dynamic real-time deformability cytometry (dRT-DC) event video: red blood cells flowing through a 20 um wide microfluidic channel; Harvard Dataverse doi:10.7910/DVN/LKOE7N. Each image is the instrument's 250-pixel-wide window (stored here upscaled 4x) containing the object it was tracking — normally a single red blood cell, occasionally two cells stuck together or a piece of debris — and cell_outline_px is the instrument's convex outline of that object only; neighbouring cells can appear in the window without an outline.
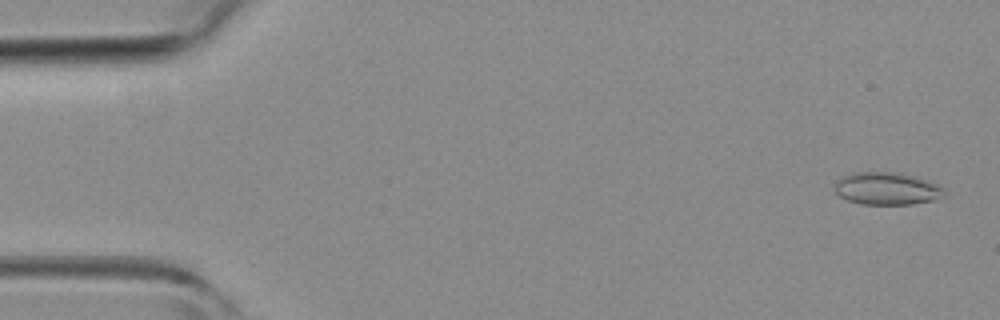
{"species": "common noctule bat (a hibernating species)", "species_latin": "Nyctalus noctula", "temperature_condition": "room temperature", "stored_images_in_passage": 46, "segment_of_instrument_passage": [1, 2], "camera_frame_rate_fps": 3000, "um_per_image_px": 0.085, "animal": {"sex": "female", "body_mass_g": 19.3, "forearm_length_mm": 54.1}, "frame": {"image": 1, "passage_image": 2, "time_ms": 0.333, "image_size_px": [1000, 320], "cell_outline_px": [[948, 192], [944, 196], [932, 200], [912, 204], [860, 204], [848, 200], [840, 196], [832, 188], [844, 176], [852, 172], [900, 172], [928, 180], [944, 188]], "centroid_in_image_um": [75.41, 16.02], "position_along_channel_um": 9.6, "area_um2": 20.81}}
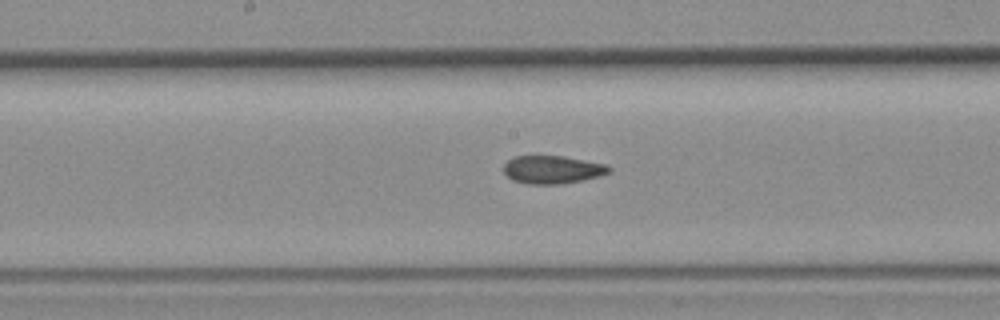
{"frame": {"image": 2, "passage_image": 23, "time_ms": 7.333, "image_size_px": [1000, 320], "cell_outline_px": [[612, 172], [584, 180], [560, 184], [528, 184], [512, 180], [504, 172], [504, 164], [508, 160], [516, 156], [564, 156], [604, 164], [612, 168]], "centroid_in_image_um": [46.96, 14.42], "position_along_channel_um": 201.2, "area_um2": 17.17}}
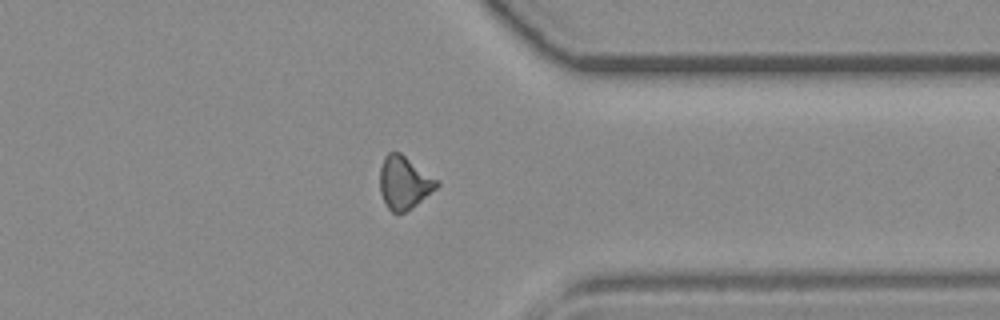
{"frame": {"image": 3, "passage_image": 35, "time_ms": 11.333, "image_size_px": [1000, 320], "cell_outline_px": [[440, 184], [436, 188], [416, 204], [404, 212], [392, 212], [388, 208], [380, 192], [380, 168], [384, 156], [388, 152], [400, 152], [440, 180]], "centroid_in_image_um": [34.36, 15.49], "position_along_channel_um": 377.0, "area_um2": 17.46}}